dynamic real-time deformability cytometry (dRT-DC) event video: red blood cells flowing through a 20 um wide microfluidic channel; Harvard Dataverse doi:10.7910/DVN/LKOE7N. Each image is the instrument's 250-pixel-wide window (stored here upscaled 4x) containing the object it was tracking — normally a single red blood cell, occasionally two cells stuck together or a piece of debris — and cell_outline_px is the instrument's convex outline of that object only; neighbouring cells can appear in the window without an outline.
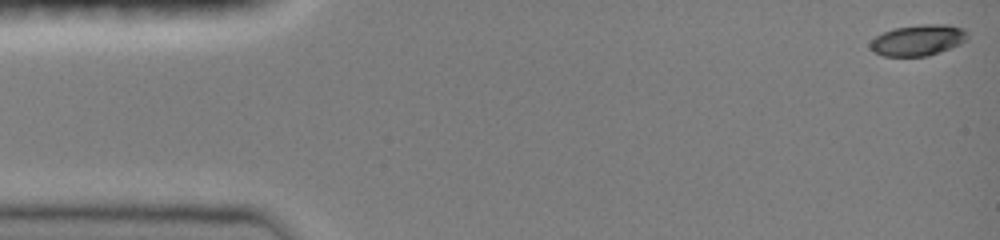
{"species": "common noctule bat (a hibernating species)", "species_latin": "Nyctalus noctula", "temperature_condition": "room temperature", "stored_images_in_passage": 47, "camera_frame_rate_fps": 3000, "um_per_image_px": 0.085, "animal": {"sex": "female", "body_mass_g": 19.0, "forearm_length_mm": 51.5}, "frame": {"image": 1, "passage_image": 1, "time_ms": 0.0, "image_size_px": [1000, 240], "cell_outline_px": [[968, 40], [960, 44], [928, 56], [884, 56], [872, 52], [868, 44], [876, 36], [892, 28], [920, 24], [948, 24], [964, 28], [968, 32]], "centroid_in_image_um": [78.04, 3.4], "position_along_channel_um": 7.0, "area_um2": 17.86}}
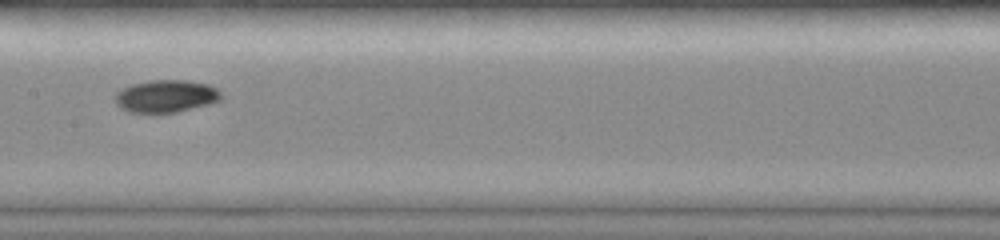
{"frame": {"image": 2, "passage_image": 24, "time_ms": 7.667, "image_size_px": [1000, 240], "cell_outline_px": [[220, 100], [208, 104], [176, 112], [152, 116], [128, 112], [120, 108], [116, 104], [116, 92], [132, 84], [148, 80], [188, 80], [208, 84], [216, 88], [220, 92]], "centroid_in_image_um": [14.05, 8.21], "position_along_channel_um": 193.3, "area_um2": 20.58}}
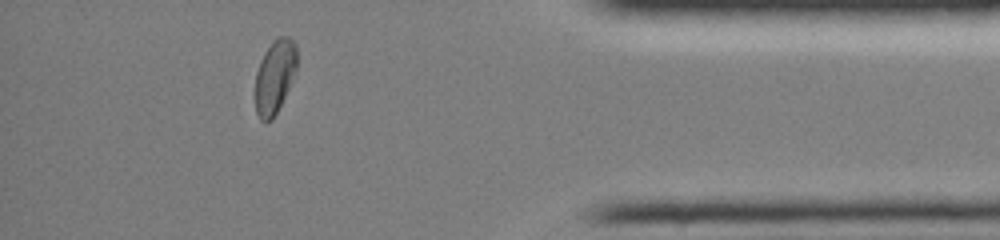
{"frame": {"image": 3, "passage_image": 42, "time_ms": 13.667, "image_size_px": [1000, 240], "cell_outline_px": [[296, 68], [288, 88], [272, 120], [260, 120], [256, 112], [256, 72], [260, 60], [264, 52], [272, 40], [276, 36], [288, 36], [296, 44]], "centroid_in_image_um": [23.34, 6.44], "position_along_channel_um": 411.9, "area_um2": 17.57}, "authors_computed_cell_mechanics": {"area_um2": 18.6694, "velocity_mm_per_s": 4.0439, "shape_relaxation_time_tau1_ms": 2.5972, "shape_relaxation_time_tau2_ms": null, "deformation_change_tau1": 0.154, "deformation_change_tau2": null}}